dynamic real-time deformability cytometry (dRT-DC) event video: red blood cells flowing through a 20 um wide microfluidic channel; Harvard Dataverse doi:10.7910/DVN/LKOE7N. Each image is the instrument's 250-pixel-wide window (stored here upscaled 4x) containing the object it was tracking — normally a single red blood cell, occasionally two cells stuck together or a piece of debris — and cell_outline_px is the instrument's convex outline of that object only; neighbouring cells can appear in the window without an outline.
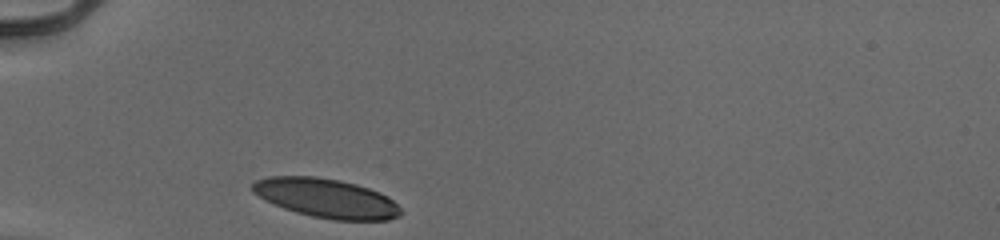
{"species": "human", "species_latin": "Homo sapiens", "temperature_condition": "cold", "stored_images_in_passage": 3, "camera_frame_rate_fps": 3000, "um_per_image_px": 0.085, "donor": {"sex": "male"}, "frame": {"image": 1, "passage_image": 1, "time_ms": 0.0, "image_size_px": [1000, 240], "cell_outline_px": [[400, 216], [388, 220], [332, 220], [312, 216], [296, 212], [284, 208], [252, 192], [252, 184], [256, 180], [268, 176], [316, 176], [340, 180], [356, 184], [380, 192], [388, 196], [400, 208]], "centroid_in_image_um": [27.75, 16.84], "position_along_channel_um": 57.2, "area_um2": 33.64}}